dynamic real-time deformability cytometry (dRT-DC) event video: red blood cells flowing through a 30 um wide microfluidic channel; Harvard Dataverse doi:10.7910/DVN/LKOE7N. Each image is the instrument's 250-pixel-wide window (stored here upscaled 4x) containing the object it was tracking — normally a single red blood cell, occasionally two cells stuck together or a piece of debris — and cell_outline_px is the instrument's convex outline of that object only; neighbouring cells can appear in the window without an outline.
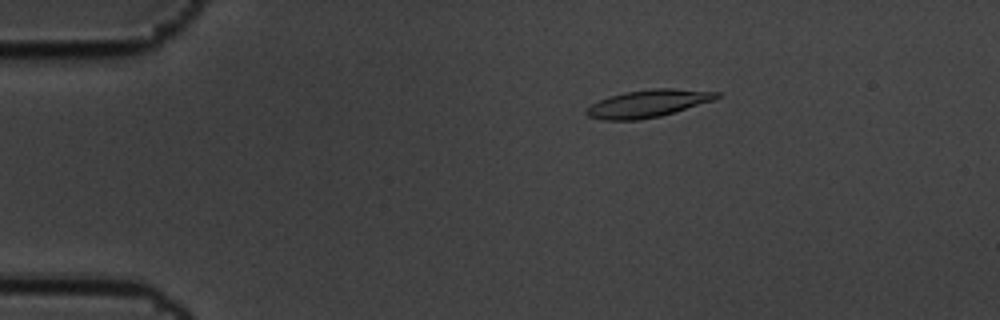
{"species": "common noctule bat (a hibernating species)", "species_latin": "Nyctalus noctula", "temperature_condition": "cold", "stored_images_in_passage": 55, "camera_frame_rate_fps": 3000, "um_per_image_px": 0.085, "animal": {"sex": "male", "body_mass_g": 19.5, "forearm_length_mm": 54.6}, "frame": {"image": 1, "passage_image": 7, "time_ms": 2.0, "image_size_px": [1000, 320], "cell_outline_px": [[720, 96], [712, 100], [660, 116], [640, 120], [604, 120], [588, 116], [584, 112], [592, 104], [608, 96], [624, 92], [652, 88], [672, 88], [720, 92]], "centroid_in_image_um": [55.04, 8.79], "position_along_channel_um": 30.0, "area_um2": 20.63}}
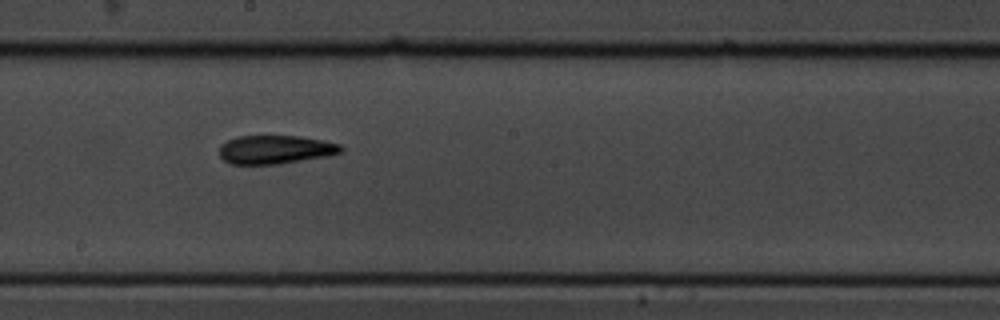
{"frame": {"image": 2, "passage_image": 29, "time_ms": 9.333, "image_size_px": [1000, 320], "cell_outline_px": [[344, 152], [328, 156], [280, 164], [228, 164], [220, 156], [220, 144], [236, 136], [300, 136], [324, 140], [340, 144], [344, 148]], "centroid_in_image_um": [23.43, 12.71], "position_along_channel_um": 224.8, "area_um2": 20.52}}
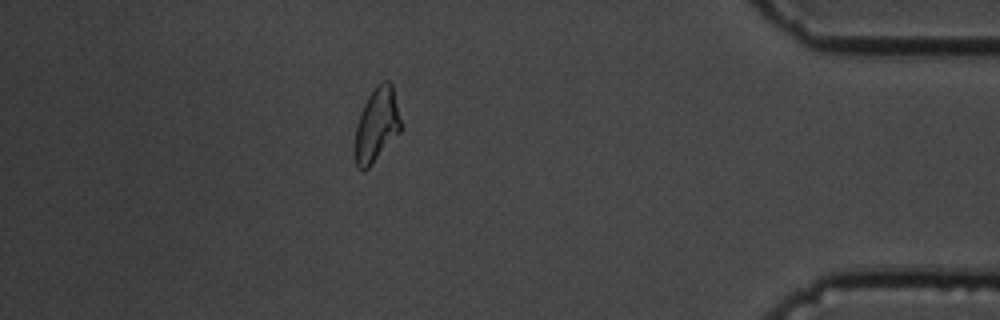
{"frame": {"image": 3, "passage_image": 48, "time_ms": 15.667, "image_size_px": [1000, 320], "cell_outline_px": [[400, 132], [372, 164], [364, 172], [360, 172], [356, 168], [352, 148], [356, 124], [360, 112], [368, 96], [376, 84], [380, 80], [388, 80], [392, 84], [400, 120]], "centroid_in_image_um": [31.94, 10.67], "position_along_channel_um": 403.3, "area_um2": 20.29}, "authors_computed_cell_mechanics": {"area_um2": 20.4034, "velocity_mm_per_s": 3.4381, "shape_relaxation_time_tau1_ms": 4.4925, "shape_relaxation_time_tau2_ms": 6.987, "deformation_change_tau1": 0.163, "deformation_change_tau2": 0.1299}}